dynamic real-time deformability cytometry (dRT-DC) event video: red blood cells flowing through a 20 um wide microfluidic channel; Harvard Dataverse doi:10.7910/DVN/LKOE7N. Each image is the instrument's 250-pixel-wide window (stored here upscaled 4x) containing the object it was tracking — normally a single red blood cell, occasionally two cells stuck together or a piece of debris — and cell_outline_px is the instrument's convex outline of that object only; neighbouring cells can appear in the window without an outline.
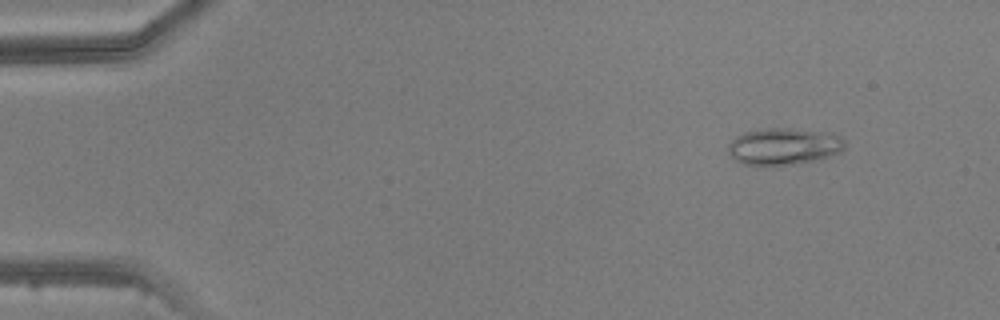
{"species": "common noctule bat (a hibernating species)", "species_latin": "Nyctalus noctula", "temperature_condition": "warm", "stored_images_in_passage": 6, "camera_frame_rate_fps": 3000, "um_per_image_px": 0.085, "animal": {"sex": "male", "body_mass_g": 20.5, "forearm_length_mm": 52.5}, "frame": {"image": 1, "passage_image": 2, "time_ms": 1.0, "image_size_px": [1000, 320], "cell_outline_px": [[844, 148], [840, 152], [820, 160], [768, 168], [764, 168], [744, 164], [736, 160], [728, 152], [728, 144], [736, 136], [744, 132], [760, 128], [792, 128], [832, 132], [844, 140]], "centroid_in_image_um": [66.61, 12.46], "position_along_channel_um": 18.4, "area_um2": 25.89}}